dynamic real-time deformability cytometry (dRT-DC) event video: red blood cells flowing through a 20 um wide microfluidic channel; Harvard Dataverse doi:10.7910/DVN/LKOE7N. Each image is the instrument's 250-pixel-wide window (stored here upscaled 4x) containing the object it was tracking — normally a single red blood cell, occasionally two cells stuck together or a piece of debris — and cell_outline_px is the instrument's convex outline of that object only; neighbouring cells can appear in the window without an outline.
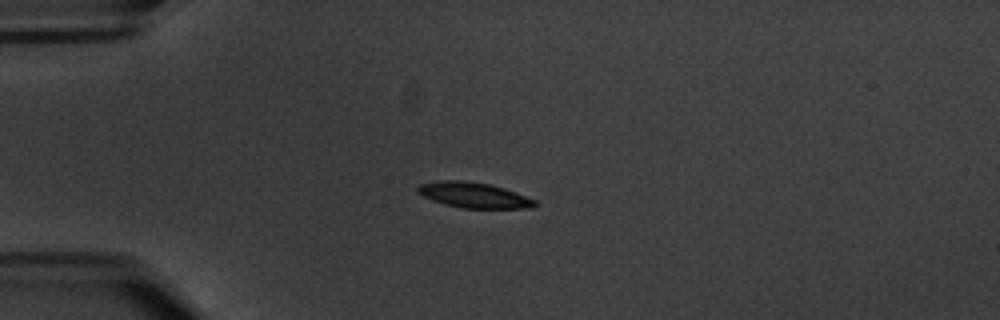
{"species": "common noctule bat (a hibernating species)", "species_latin": "Nyctalus noctula", "temperature_condition": "warm", "stored_images_in_passage": 6, "camera_frame_rate_fps": 3000, "um_per_image_px": 0.085, "animal": {"sex": "male", "body_mass_g": 20.1, "forearm_length_mm": 53.5}, "frame": {"image": 1, "passage_image": 4, "time_ms": 4.333, "image_size_px": [1000, 320], "cell_outline_px": [[540, 204], [532, 208], [464, 208], [444, 204], [424, 196], [416, 192], [416, 188], [420, 184], [440, 180], [464, 180], [488, 184], [504, 188], [516, 192], [536, 200]], "centroid_in_image_um": [40.3, 16.58], "position_along_channel_um": 44.7, "area_um2": 17.4}}